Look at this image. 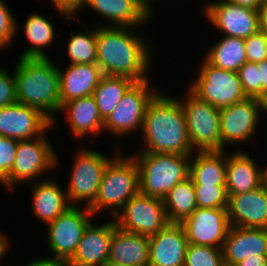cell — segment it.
<instances>
[{
  "label": "cell",
  "instance_id": "6da1fadb",
  "mask_svg": "<svg viewBox=\"0 0 267 266\" xmlns=\"http://www.w3.org/2000/svg\"><path fill=\"white\" fill-rule=\"evenodd\" d=\"M132 29L123 26L96 27L97 65L104 75L124 76L142 82L149 79L154 57L152 45L149 47L151 42Z\"/></svg>",
  "mask_w": 267,
  "mask_h": 266
},
{
  "label": "cell",
  "instance_id": "7a4b0ae2",
  "mask_svg": "<svg viewBox=\"0 0 267 266\" xmlns=\"http://www.w3.org/2000/svg\"><path fill=\"white\" fill-rule=\"evenodd\" d=\"M141 135L144 147L140 152L192 155L193 150L185 113L178 98L161 90L148 103Z\"/></svg>",
  "mask_w": 267,
  "mask_h": 266
},
{
  "label": "cell",
  "instance_id": "3957f363",
  "mask_svg": "<svg viewBox=\"0 0 267 266\" xmlns=\"http://www.w3.org/2000/svg\"><path fill=\"white\" fill-rule=\"evenodd\" d=\"M17 102L41 110L54 127L60 110L58 67L49 58L19 57L14 69Z\"/></svg>",
  "mask_w": 267,
  "mask_h": 266
},
{
  "label": "cell",
  "instance_id": "277c9868",
  "mask_svg": "<svg viewBox=\"0 0 267 266\" xmlns=\"http://www.w3.org/2000/svg\"><path fill=\"white\" fill-rule=\"evenodd\" d=\"M139 170V192L163 199L190 174L191 155L135 152L132 155Z\"/></svg>",
  "mask_w": 267,
  "mask_h": 266
},
{
  "label": "cell",
  "instance_id": "5b68a950",
  "mask_svg": "<svg viewBox=\"0 0 267 266\" xmlns=\"http://www.w3.org/2000/svg\"><path fill=\"white\" fill-rule=\"evenodd\" d=\"M138 192L137 162L132 155L124 157L120 151L105 168L95 201L89 209L95 216L108 210L114 218Z\"/></svg>",
  "mask_w": 267,
  "mask_h": 266
},
{
  "label": "cell",
  "instance_id": "8992f818",
  "mask_svg": "<svg viewBox=\"0 0 267 266\" xmlns=\"http://www.w3.org/2000/svg\"><path fill=\"white\" fill-rule=\"evenodd\" d=\"M75 151L66 186L67 198L72 206L84 201V206L90 207L95 201L105 168L121 150L116 149L114 156L109 157L88 147H79Z\"/></svg>",
  "mask_w": 267,
  "mask_h": 266
},
{
  "label": "cell",
  "instance_id": "52a82bcc",
  "mask_svg": "<svg viewBox=\"0 0 267 266\" xmlns=\"http://www.w3.org/2000/svg\"><path fill=\"white\" fill-rule=\"evenodd\" d=\"M46 134L18 141L14 165L9 176L1 183L8 191L12 192L16 184L34 183L37 177L59 165V157Z\"/></svg>",
  "mask_w": 267,
  "mask_h": 266
},
{
  "label": "cell",
  "instance_id": "ba28073f",
  "mask_svg": "<svg viewBox=\"0 0 267 266\" xmlns=\"http://www.w3.org/2000/svg\"><path fill=\"white\" fill-rule=\"evenodd\" d=\"M197 74L188 90L216 108L221 109L247 98L238 72L215 67L203 58Z\"/></svg>",
  "mask_w": 267,
  "mask_h": 266
},
{
  "label": "cell",
  "instance_id": "9c48e42d",
  "mask_svg": "<svg viewBox=\"0 0 267 266\" xmlns=\"http://www.w3.org/2000/svg\"><path fill=\"white\" fill-rule=\"evenodd\" d=\"M185 97L179 101L193 150L221 151L220 109L198 99L189 90Z\"/></svg>",
  "mask_w": 267,
  "mask_h": 266
},
{
  "label": "cell",
  "instance_id": "30bf717a",
  "mask_svg": "<svg viewBox=\"0 0 267 266\" xmlns=\"http://www.w3.org/2000/svg\"><path fill=\"white\" fill-rule=\"evenodd\" d=\"M151 80L135 82L103 123V132L119 136L141 132L148 103L160 91Z\"/></svg>",
  "mask_w": 267,
  "mask_h": 266
},
{
  "label": "cell",
  "instance_id": "8fae6325",
  "mask_svg": "<svg viewBox=\"0 0 267 266\" xmlns=\"http://www.w3.org/2000/svg\"><path fill=\"white\" fill-rule=\"evenodd\" d=\"M113 219L118 228L149 237L170 223L163 199L140 192L134 195Z\"/></svg>",
  "mask_w": 267,
  "mask_h": 266
},
{
  "label": "cell",
  "instance_id": "7c38bea8",
  "mask_svg": "<svg viewBox=\"0 0 267 266\" xmlns=\"http://www.w3.org/2000/svg\"><path fill=\"white\" fill-rule=\"evenodd\" d=\"M262 100L246 98L233 105L220 109L221 151L226 145H239L254 139L262 122ZM258 127V128H257Z\"/></svg>",
  "mask_w": 267,
  "mask_h": 266
},
{
  "label": "cell",
  "instance_id": "4fadbf2b",
  "mask_svg": "<svg viewBox=\"0 0 267 266\" xmlns=\"http://www.w3.org/2000/svg\"><path fill=\"white\" fill-rule=\"evenodd\" d=\"M95 215L89 207H69L62 215L47 224V244L50 256L70 259L75 253L85 229Z\"/></svg>",
  "mask_w": 267,
  "mask_h": 266
},
{
  "label": "cell",
  "instance_id": "5bb4252c",
  "mask_svg": "<svg viewBox=\"0 0 267 266\" xmlns=\"http://www.w3.org/2000/svg\"><path fill=\"white\" fill-rule=\"evenodd\" d=\"M203 14L223 36L246 39L259 31L258 9L231 3L210 1L203 6Z\"/></svg>",
  "mask_w": 267,
  "mask_h": 266
},
{
  "label": "cell",
  "instance_id": "9a60e30c",
  "mask_svg": "<svg viewBox=\"0 0 267 266\" xmlns=\"http://www.w3.org/2000/svg\"><path fill=\"white\" fill-rule=\"evenodd\" d=\"M53 130L52 120L41 110L21 103L0 108V136L18 141L34 139Z\"/></svg>",
  "mask_w": 267,
  "mask_h": 266
},
{
  "label": "cell",
  "instance_id": "2e32d148",
  "mask_svg": "<svg viewBox=\"0 0 267 266\" xmlns=\"http://www.w3.org/2000/svg\"><path fill=\"white\" fill-rule=\"evenodd\" d=\"M189 244L222 248L229 231L227 208H196L181 222Z\"/></svg>",
  "mask_w": 267,
  "mask_h": 266
},
{
  "label": "cell",
  "instance_id": "e0dca14e",
  "mask_svg": "<svg viewBox=\"0 0 267 266\" xmlns=\"http://www.w3.org/2000/svg\"><path fill=\"white\" fill-rule=\"evenodd\" d=\"M152 1L155 2V0H85L73 16L86 6L103 19H107L106 24L98 23L101 26L132 27L135 30L138 26L143 27L148 20L151 21Z\"/></svg>",
  "mask_w": 267,
  "mask_h": 266
},
{
  "label": "cell",
  "instance_id": "ac0fdd59",
  "mask_svg": "<svg viewBox=\"0 0 267 266\" xmlns=\"http://www.w3.org/2000/svg\"><path fill=\"white\" fill-rule=\"evenodd\" d=\"M111 219L101 225L91 222L87 226L69 259L72 266H100L109 259L111 239L117 227L115 220Z\"/></svg>",
  "mask_w": 267,
  "mask_h": 266
},
{
  "label": "cell",
  "instance_id": "d6986e66",
  "mask_svg": "<svg viewBox=\"0 0 267 266\" xmlns=\"http://www.w3.org/2000/svg\"><path fill=\"white\" fill-rule=\"evenodd\" d=\"M188 240L181 223H169L150 236L149 266H184Z\"/></svg>",
  "mask_w": 267,
  "mask_h": 266
},
{
  "label": "cell",
  "instance_id": "ffe728a7",
  "mask_svg": "<svg viewBox=\"0 0 267 266\" xmlns=\"http://www.w3.org/2000/svg\"><path fill=\"white\" fill-rule=\"evenodd\" d=\"M230 226L267 228V191L262 185L237 195H228Z\"/></svg>",
  "mask_w": 267,
  "mask_h": 266
},
{
  "label": "cell",
  "instance_id": "44dd1931",
  "mask_svg": "<svg viewBox=\"0 0 267 266\" xmlns=\"http://www.w3.org/2000/svg\"><path fill=\"white\" fill-rule=\"evenodd\" d=\"M224 263L236 266L246 258L267 255V228L231 226L222 247Z\"/></svg>",
  "mask_w": 267,
  "mask_h": 266
},
{
  "label": "cell",
  "instance_id": "7402d4cb",
  "mask_svg": "<svg viewBox=\"0 0 267 266\" xmlns=\"http://www.w3.org/2000/svg\"><path fill=\"white\" fill-rule=\"evenodd\" d=\"M58 71L60 107L71 100L92 96L104 75L97 64H69L64 69L58 67Z\"/></svg>",
  "mask_w": 267,
  "mask_h": 266
},
{
  "label": "cell",
  "instance_id": "603a6c76",
  "mask_svg": "<svg viewBox=\"0 0 267 266\" xmlns=\"http://www.w3.org/2000/svg\"><path fill=\"white\" fill-rule=\"evenodd\" d=\"M40 180L31 186V213L41 222L48 224L72 205L67 198L66 189H62L59 182L53 178Z\"/></svg>",
  "mask_w": 267,
  "mask_h": 266
},
{
  "label": "cell",
  "instance_id": "cb8c5ba5",
  "mask_svg": "<svg viewBox=\"0 0 267 266\" xmlns=\"http://www.w3.org/2000/svg\"><path fill=\"white\" fill-rule=\"evenodd\" d=\"M245 151H227L226 189L228 195H237L256 189L262 184L261 168L256 159ZM256 162V163H255Z\"/></svg>",
  "mask_w": 267,
  "mask_h": 266
},
{
  "label": "cell",
  "instance_id": "d4e9b609",
  "mask_svg": "<svg viewBox=\"0 0 267 266\" xmlns=\"http://www.w3.org/2000/svg\"><path fill=\"white\" fill-rule=\"evenodd\" d=\"M65 111V112H63ZM68 115L71 134L76 138L97 137L102 134L103 123L93 96L82 97L64 103L58 113ZM89 134V135H88Z\"/></svg>",
  "mask_w": 267,
  "mask_h": 266
},
{
  "label": "cell",
  "instance_id": "484cf974",
  "mask_svg": "<svg viewBox=\"0 0 267 266\" xmlns=\"http://www.w3.org/2000/svg\"><path fill=\"white\" fill-rule=\"evenodd\" d=\"M150 237L114 229L109 259L126 266H149Z\"/></svg>",
  "mask_w": 267,
  "mask_h": 266
},
{
  "label": "cell",
  "instance_id": "4316f807",
  "mask_svg": "<svg viewBox=\"0 0 267 266\" xmlns=\"http://www.w3.org/2000/svg\"><path fill=\"white\" fill-rule=\"evenodd\" d=\"M194 153L190 157L189 174L193 184L226 185L227 151H196Z\"/></svg>",
  "mask_w": 267,
  "mask_h": 266
},
{
  "label": "cell",
  "instance_id": "83f0119b",
  "mask_svg": "<svg viewBox=\"0 0 267 266\" xmlns=\"http://www.w3.org/2000/svg\"><path fill=\"white\" fill-rule=\"evenodd\" d=\"M22 28L30 46L23 49L20 57L49 58V55L45 52L46 47H50L55 38V27L50 19L33 12L26 18Z\"/></svg>",
  "mask_w": 267,
  "mask_h": 266
},
{
  "label": "cell",
  "instance_id": "f1b7e54d",
  "mask_svg": "<svg viewBox=\"0 0 267 266\" xmlns=\"http://www.w3.org/2000/svg\"><path fill=\"white\" fill-rule=\"evenodd\" d=\"M204 59L215 67L238 72L247 62L244 39L223 36L206 51Z\"/></svg>",
  "mask_w": 267,
  "mask_h": 266
},
{
  "label": "cell",
  "instance_id": "f546056e",
  "mask_svg": "<svg viewBox=\"0 0 267 266\" xmlns=\"http://www.w3.org/2000/svg\"><path fill=\"white\" fill-rule=\"evenodd\" d=\"M135 83L124 76L103 75L93 92L99 114L103 121L119 104L126 91Z\"/></svg>",
  "mask_w": 267,
  "mask_h": 266
},
{
  "label": "cell",
  "instance_id": "4dcf8cb0",
  "mask_svg": "<svg viewBox=\"0 0 267 266\" xmlns=\"http://www.w3.org/2000/svg\"><path fill=\"white\" fill-rule=\"evenodd\" d=\"M170 223L183 222L197 208L193 180H186L175 185L163 198Z\"/></svg>",
  "mask_w": 267,
  "mask_h": 266
},
{
  "label": "cell",
  "instance_id": "1f68e13d",
  "mask_svg": "<svg viewBox=\"0 0 267 266\" xmlns=\"http://www.w3.org/2000/svg\"><path fill=\"white\" fill-rule=\"evenodd\" d=\"M77 33L70 32L67 44L69 64H97L96 26Z\"/></svg>",
  "mask_w": 267,
  "mask_h": 266
},
{
  "label": "cell",
  "instance_id": "d6a6232c",
  "mask_svg": "<svg viewBox=\"0 0 267 266\" xmlns=\"http://www.w3.org/2000/svg\"><path fill=\"white\" fill-rule=\"evenodd\" d=\"M184 266H225L222 248L188 244Z\"/></svg>",
  "mask_w": 267,
  "mask_h": 266
},
{
  "label": "cell",
  "instance_id": "836d02e7",
  "mask_svg": "<svg viewBox=\"0 0 267 266\" xmlns=\"http://www.w3.org/2000/svg\"><path fill=\"white\" fill-rule=\"evenodd\" d=\"M197 208H227L226 185L193 184Z\"/></svg>",
  "mask_w": 267,
  "mask_h": 266
},
{
  "label": "cell",
  "instance_id": "e575fe53",
  "mask_svg": "<svg viewBox=\"0 0 267 266\" xmlns=\"http://www.w3.org/2000/svg\"><path fill=\"white\" fill-rule=\"evenodd\" d=\"M4 2L0 0V51L10 47L20 27L8 4Z\"/></svg>",
  "mask_w": 267,
  "mask_h": 266
},
{
  "label": "cell",
  "instance_id": "d590c367",
  "mask_svg": "<svg viewBox=\"0 0 267 266\" xmlns=\"http://www.w3.org/2000/svg\"><path fill=\"white\" fill-rule=\"evenodd\" d=\"M238 75L246 97L260 100V72L257 63L245 62L240 67Z\"/></svg>",
  "mask_w": 267,
  "mask_h": 266
},
{
  "label": "cell",
  "instance_id": "8d00e7d4",
  "mask_svg": "<svg viewBox=\"0 0 267 266\" xmlns=\"http://www.w3.org/2000/svg\"><path fill=\"white\" fill-rule=\"evenodd\" d=\"M18 140L0 136V184L9 176L16 158Z\"/></svg>",
  "mask_w": 267,
  "mask_h": 266
},
{
  "label": "cell",
  "instance_id": "74e56055",
  "mask_svg": "<svg viewBox=\"0 0 267 266\" xmlns=\"http://www.w3.org/2000/svg\"><path fill=\"white\" fill-rule=\"evenodd\" d=\"M247 61L258 63L267 60V36L258 31L244 39Z\"/></svg>",
  "mask_w": 267,
  "mask_h": 266
},
{
  "label": "cell",
  "instance_id": "f35d334b",
  "mask_svg": "<svg viewBox=\"0 0 267 266\" xmlns=\"http://www.w3.org/2000/svg\"><path fill=\"white\" fill-rule=\"evenodd\" d=\"M3 68L0 67V108L17 102L14 73Z\"/></svg>",
  "mask_w": 267,
  "mask_h": 266
},
{
  "label": "cell",
  "instance_id": "ab89813d",
  "mask_svg": "<svg viewBox=\"0 0 267 266\" xmlns=\"http://www.w3.org/2000/svg\"><path fill=\"white\" fill-rule=\"evenodd\" d=\"M54 10L61 16L64 15L66 20L71 21V18L76 17L73 14L81 7L85 0H51Z\"/></svg>",
  "mask_w": 267,
  "mask_h": 266
},
{
  "label": "cell",
  "instance_id": "60d3db41",
  "mask_svg": "<svg viewBox=\"0 0 267 266\" xmlns=\"http://www.w3.org/2000/svg\"><path fill=\"white\" fill-rule=\"evenodd\" d=\"M26 266H72L69 259L63 257H43L31 260Z\"/></svg>",
  "mask_w": 267,
  "mask_h": 266
},
{
  "label": "cell",
  "instance_id": "b9f144b4",
  "mask_svg": "<svg viewBox=\"0 0 267 266\" xmlns=\"http://www.w3.org/2000/svg\"><path fill=\"white\" fill-rule=\"evenodd\" d=\"M260 72V100L267 95V60L257 63Z\"/></svg>",
  "mask_w": 267,
  "mask_h": 266
},
{
  "label": "cell",
  "instance_id": "7bdbcfd3",
  "mask_svg": "<svg viewBox=\"0 0 267 266\" xmlns=\"http://www.w3.org/2000/svg\"><path fill=\"white\" fill-rule=\"evenodd\" d=\"M236 266H267V255H259V257L246 258Z\"/></svg>",
  "mask_w": 267,
  "mask_h": 266
},
{
  "label": "cell",
  "instance_id": "ee69618b",
  "mask_svg": "<svg viewBox=\"0 0 267 266\" xmlns=\"http://www.w3.org/2000/svg\"><path fill=\"white\" fill-rule=\"evenodd\" d=\"M259 12V31L267 36V3L264 1L258 8Z\"/></svg>",
  "mask_w": 267,
  "mask_h": 266
},
{
  "label": "cell",
  "instance_id": "f6af8a7d",
  "mask_svg": "<svg viewBox=\"0 0 267 266\" xmlns=\"http://www.w3.org/2000/svg\"><path fill=\"white\" fill-rule=\"evenodd\" d=\"M227 1L237 5L258 9L261 3L264 2L265 0H227Z\"/></svg>",
  "mask_w": 267,
  "mask_h": 266
},
{
  "label": "cell",
  "instance_id": "bcb514c9",
  "mask_svg": "<svg viewBox=\"0 0 267 266\" xmlns=\"http://www.w3.org/2000/svg\"><path fill=\"white\" fill-rule=\"evenodd\" d=\"M9 236H5L3 234V231L0 230V260L5 257V254L8 253V250L10 248V240L8 238Z\"/></svg>",
  "mask_w": 267,
  "mask_h": 266
},
{
  "label": "cell",
  "instance_id": "7dc6e473",
  "mask_svg": "<svg viewBox=\"0 0 267 266\" xmlns=\"http://www.w3.org/2000/svg\"><path fill=\"white\" fill-rule=\"evenodd\" d=\"M262 174V187L267 191V164L264 168H261Z\"/></svg>",
  "mask_w": 267,
  "mask_h": 266
},
{
  "label": "cell",
  "instance_id": "c3c4849f",
  "mask_svg": "<svg viewBox=\"0 0 267 266\" xmlns=\"http://www.w3.org/2000/svg\"><path fill=\"white\" fill-rule=\"evenodd\" d=\"M100 266H126L124 264H120V263H116V262H112L110 260H107L106 262H104L102 265Z\"/></svg>",
  "mask_w": 267,
  "mask_h": 266
},
{
  "label": "cell",
  "instance_id": "681fc988",
  "mask_svg": "<svg viewBox=\"0 0 267 266\" xmlns=\"http://www.w3.org/2000/svg\"><path fill=\"white\" fill-rule=\"evenodd\" d=\"M262 103H263V113L267 114V95L264 97V99L262 100Z\"/></svg>",
  "mask_w": 267,
  "mask_h": 266
}]
</instances>
